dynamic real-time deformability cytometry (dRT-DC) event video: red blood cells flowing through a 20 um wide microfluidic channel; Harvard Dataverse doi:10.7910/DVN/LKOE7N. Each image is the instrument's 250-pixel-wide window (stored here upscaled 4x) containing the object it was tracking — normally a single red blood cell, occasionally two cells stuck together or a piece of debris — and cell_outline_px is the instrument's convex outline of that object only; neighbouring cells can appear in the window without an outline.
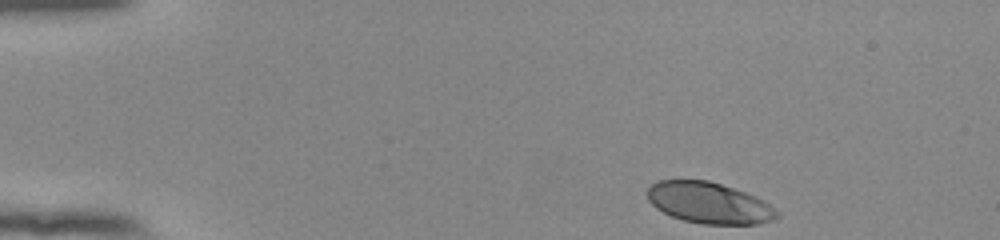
{"species": "human", "species_latin": "Homo sapiens", "temperature_condition": "room temperature", "stored_images_in_passage": 41, "camera_frame_rate_fps": 3000, "um_per_image_px": 0.085, "donor": {"sex": "female"}, "frame": {"image": 1, "passage_image": 1, "time_ms": 0.0, "image_size_px": [1000, 240], "cell_outline_px": [[780, 216], [772, 220], [760, 224], [704, 224], [684, 220], [672, 216], [656, 208], [648, 200], [648, 188], [652, 184], [660, 180], [708, 180], [744, 192], [768, 204], [780, 212]], "centroid_in_image_um": [60.26, 17.26], "position_along_channel_um": 24.7, "area_um2": 30.69}}
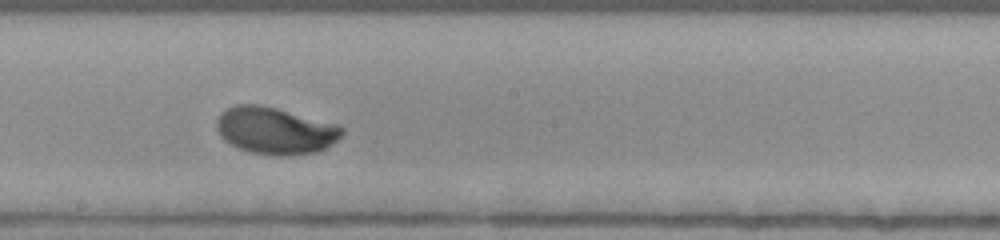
{"frame": {"image": 2, "passage_image": 24, "time_ms": 7.667, "image_size_px": [1000, 240], "cell_outline_px": [[344, 132], [336, 140], [324, 148], [316, 152], [280, 156], [252, 152], [240, 148], [224, 140], [220, 136], [216, 128], [216, 120], [220, 112], [236, 104], [260, 104], [276, 108], [336, 124], [344, 128]], "centroid_in_image_um": [23.35, 11.09], "position_along_channel_um": 224.8, "area_um2": 33.99}}
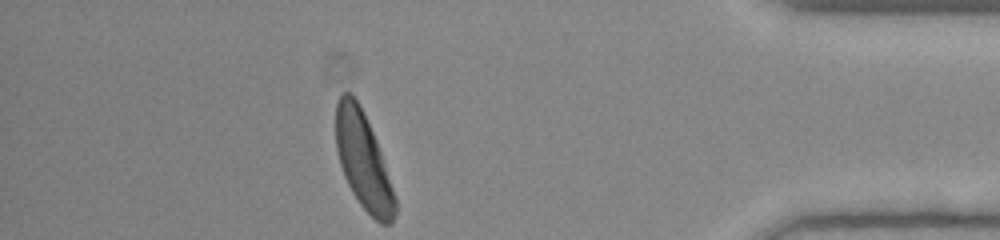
{"frame": {"image": 3, "passage_image": 41, "time_ms": 13.333, "image_size_px": [1000, 240], "cell_outline_px": [[396, 212], [392, 224], [380, 224], [360, 204], [352, 192], [344, 176], [340, 164], [336, 148], [336, 100], [344, 92], [352, 92], [360, 104], [376, 140], [396, 200]], "centroid_in_image_um": [30.86, 13.65], "position_along_channel_um": 404.3, "area_um2": 32.95}, "authors_computed_cell_mechanics": {"area_um2": 33.0038, "velocity_mm_per_s": 3.8366, "shape_relaxation_time_tau1_ms": 2.3543, "shape_relaxation_time_tau2_ms": null, "deformation_change_tau1": 0.1444, "deformation_change_tau2": null}}